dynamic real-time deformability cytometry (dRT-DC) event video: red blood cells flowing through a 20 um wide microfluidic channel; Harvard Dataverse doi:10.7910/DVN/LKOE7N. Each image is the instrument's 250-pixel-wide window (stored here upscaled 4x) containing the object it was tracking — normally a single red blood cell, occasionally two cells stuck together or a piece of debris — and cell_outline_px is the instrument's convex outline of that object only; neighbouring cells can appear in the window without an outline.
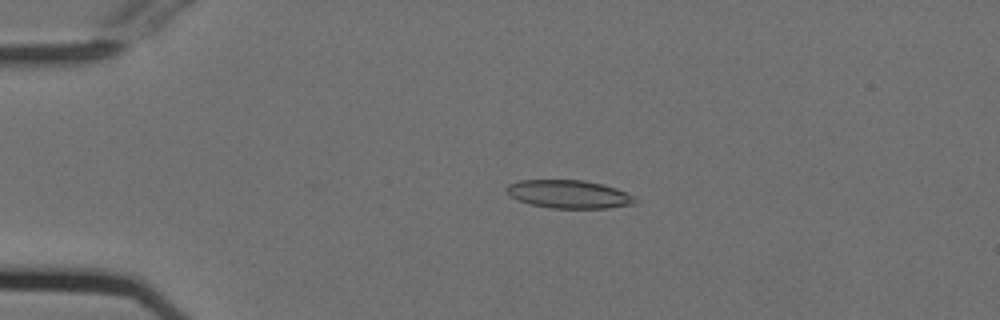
{"species": "Egyptian fruit bat (a non-hibernating species)", "species_latin": "Rousettus aegyptiacus", "temperature_condition": "cold", "stored_images_in_passage": 54, "camera_frame_rate_fps": 3000, "um_per_image_px": 0.085, "animal": {"sex": "female"}, "frame": {"image": 1, "passage_image": 12, "time_ms": 3.667, "image_size_px": [1000, 320], "cell_outline_px": [[640, 200], [632, 204], [608, 208], [552, 208], [532, 204], [516, 200], [504, 188], [508, 184], [520, 180], [584, 180], [604, 184], [616, 188]], "centroid_in_image_um": [48.35, 16.5], "position_along_channel_um": 36.6, "area_um2": 21.04}}
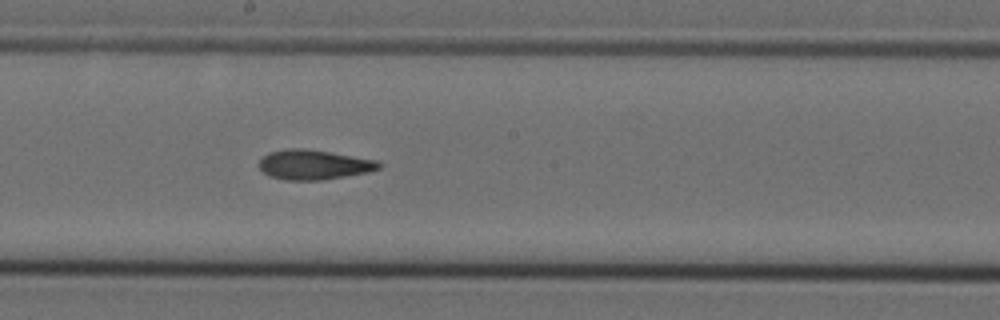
{"frame": {"image": 2, "passage_image": 30, "time_ms": 9.667, "image_size_px": [1000, 320], "cell_outline_px": [[380, 168], [368, 172], [324, 180], [284, 180], [272, 176], [264, 172], [256, 164], [268, 152], [288, 148], [304, 148], [376, 160], [380, 164]], "centroid_in_image_um": [26.63, 14.0], "position_along_channel_um": 221.6, "area_um2": 20.63}}
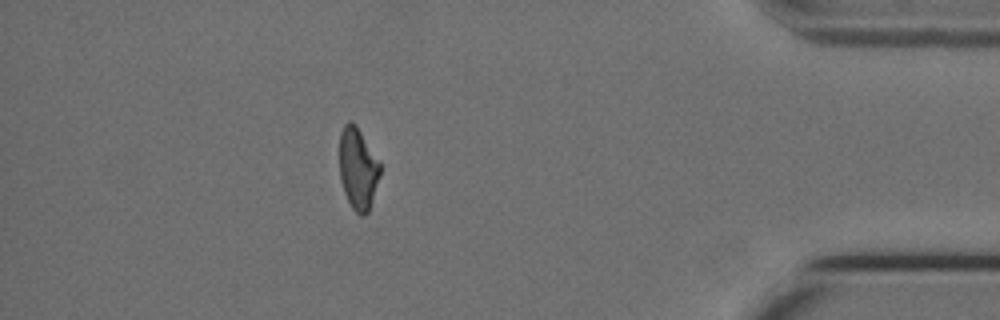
{"frame": {"image": 3, "passage_image": 48, "time_ms": 15.667, "image_size_px": [1000, 320], "cell_outline_px": [[380, 176], [368, 212], [364, 216], [360, 216], [352, 208], [344, 192], [340, 180], [340, 132], [344, 124], [348, 120], [356, 124], [380, 164]], "centroid_in_image_um": [30.41, 14.34], "position_along_channel_um": 404.8, "area_um2": 19.19}, "authors_computed_cell_mechanics": {"area_um2": 20.6057, "velocity_mm_per_s": 3.7564, "shape_relaxation_time_tau1_ms": null, "shape_relaxation_time_tau2_ms": 5.0279, "deformation_change_tau1": null, "deformation_change_tau2": 0.1368}}